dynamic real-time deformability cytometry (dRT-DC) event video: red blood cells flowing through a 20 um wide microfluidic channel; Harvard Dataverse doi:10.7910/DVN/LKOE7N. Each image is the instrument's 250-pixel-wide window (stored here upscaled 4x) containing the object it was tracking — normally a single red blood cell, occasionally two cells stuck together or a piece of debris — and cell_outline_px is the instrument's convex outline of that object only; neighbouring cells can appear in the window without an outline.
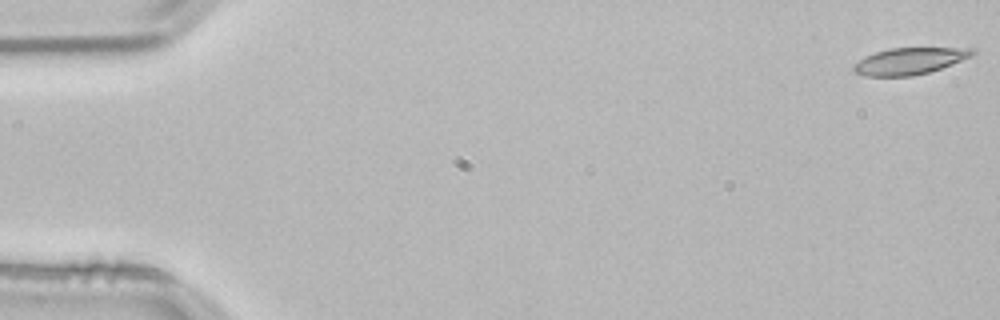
{"species": "common noctule bat (a hibernating species)", "species_latin": "Nyctalus noctula", "temperature_condition": "room temperature", "stored_images_in_passage": 16, "camera_frame_rate_fps": 3000, "um_per_image_px": 0.085, "animal": {"sex": "male", "body_mass_g": 21.5, "forearm_length_mm": 52.0}, "frame": {"image": 1, "passage_image": 1, "time_ms": 0.0, "image_size_px": [1000, 320], "cell_outline_px": [[976, 52], [972, 56], [952, 64], [928, 72], [912, 76], [864, 76], [856, 72], [852, 68], [852, 64], [876, 52], [888, 48], [972, 48]], "centroid_in_image_um": [77.31, 5.19], "position_along_channel_um": 7.7, "area_um2": 18.26}}
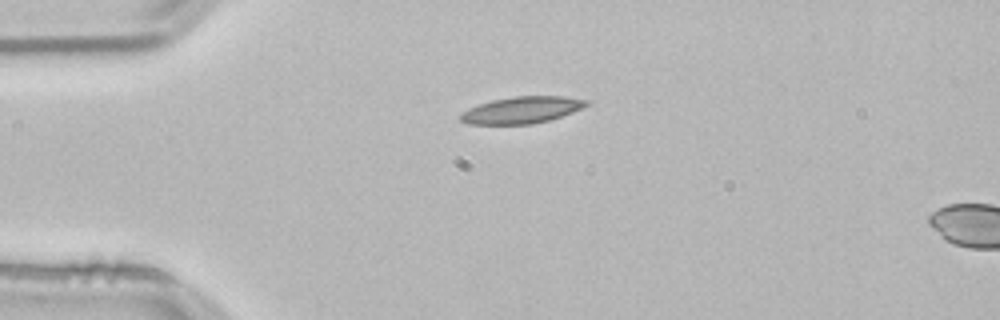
{"frame": {"image": 2, "passage_image": 13, "time_ms": 4.0, "image_size_px": [1000, 320], "cell_outline_px": [[588, 104], [572, 112], [548, 120], [532, 124], [468, 124], [460, 120], [460, 116], [468, 108], [492, 100], [512, 96], [564, 96], [588, 100]], "centroid_in_image_um": [44.33, 9.34], "position_along_channel_um": 40.7, "area_um2": 19.36}}